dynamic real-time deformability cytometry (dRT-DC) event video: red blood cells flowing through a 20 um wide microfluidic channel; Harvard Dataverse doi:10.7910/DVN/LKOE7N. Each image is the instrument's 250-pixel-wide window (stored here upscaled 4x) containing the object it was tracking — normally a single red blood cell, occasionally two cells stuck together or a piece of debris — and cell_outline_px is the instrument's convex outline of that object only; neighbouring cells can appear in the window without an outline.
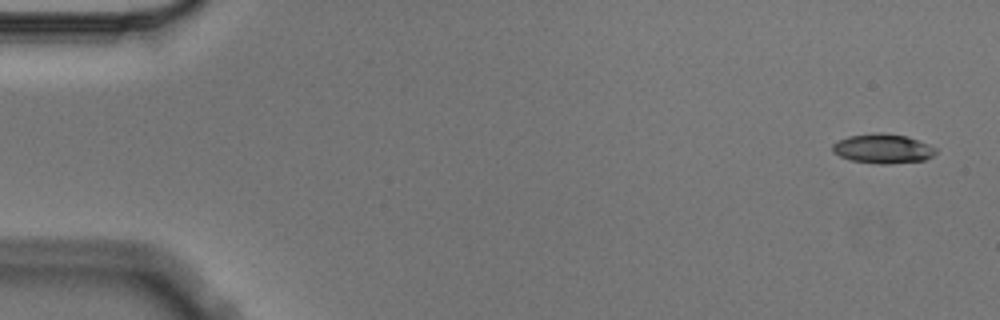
{"species": "Egyptian fruit bat (a non-hibernating species)", "species_latin": "Rousettus aegyptiacus", "temperature_condition": "cold", "stored_images_in_passage": 5, "camera_frame_rate_fps": 3000, "um_per_image_px": 0.085, "animal": {"sex": "male"}, "frame": {"image": 1, "passage_image": 1, "time_ms": 0.0, "image_size_px": [1000, 320], "cell_outline_px": [[936, 152], [932, 156], [924, 160], [888, 164], [880, 164], [852, 160], [840, 156], [832, 152], [832, 144], [848, 136], [876, 132], [880, 132], [908, 136], [928, 144], [936, 148]], "centroid_in_image_um": [75.04, 12.62], "position_along_channel_um": 10.0, "area_um2": 17.69}}
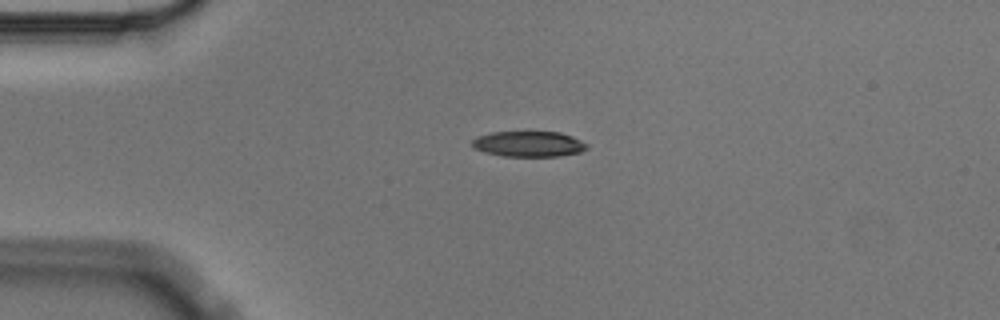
{"frame": {"image": 2, "passage_image": 4, "time_ms": 1.0, "image_size_px": [1000, 320], "cell_outline_px": [[588, 148], [580, 152], [560, 156], [500, 156], [484, 152], [476, 148], [472, 144], [472, 140], [476, 136], [492, 132], [560, 132], [572, 136], [588, 144]], "centroid_in_image_um": [44.94, 12.24], "position_along_channel_um": 40.1, "area_um2": 17.11}}